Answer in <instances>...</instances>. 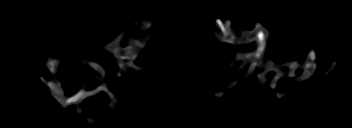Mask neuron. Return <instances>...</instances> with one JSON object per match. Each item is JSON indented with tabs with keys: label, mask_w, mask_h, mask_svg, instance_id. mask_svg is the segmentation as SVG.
<instances>
[{
	"label": "neuron",
	"mask_w": 352,
	"mask_h": 128,
	"mask_svg": "<svg viewBox=\"0 0 352 128\" xmlns=\"http://www.w3.org/2000/svg\"><path fill=\"white\" fill-rule=\"evenodd\" d=\"M215 22L217 23V26L220 30V33L218 34V40L220 42L242 45L243 42L250 43V41H252V40L257 41V48L253 52H250L248 54H243V55L238 54L235 57L236 61L242 60L245 62L246 61L251 62L248 72L246 74H244L243 77L240 78L238 81H241L242 79L249 77L252 73H255V75L259 78V80L264 83V82H266V80L264 78L265 73H267L268 71H275V72L279 71V73L276 75V77H274L270 81L271 87L275 88V85H276V82L278 81V78L283 76V73H281V71L279 69H282V66H284V65H281V67H277V68L270 67L269 70H266L262 73L254 72V70L256 68H262V67L266 66V65L262 64V54L265 51L266 41L269 36L268 31L260 23H256L253 31H250V32L244 31L242 33V36L240 38H238V37H236V35L232 31L231 21L227 20L226 24H224V22L221 19H216ZM143 23H144L143 24L144 29H147L152 25L151 21L150 22L147 21V22H143ZM123 36H124V32H122L113 41L112 44L105 46V49L114 54V56L119 60L120 67L126 65L127 67H132L134 70L144 71L143 68L136 66L134 64V61L138 57V49H142L145 46V41H139V40H135L133 38H130L129 45L126 48H122V47H120L119 43H120V40L122 39ZM127 59H130V60L132 59V61H130L129 63H123V60H127ZM315 60H316V53H315V51L311 50L309 52L304 64L301 65V69H303L304 72L297 79L298 82L303 79H307L308 77H310L311 75L314 74V71L316 68ZM297 62H298V60H296L295 62H290L288 64L290 66V72H289L290 77H294V75H295L294 72H295V69L297 68L296 67ZM81 63H83L84 65H90L93 69H95L97 72H99L102 76L105 75L104 69H103V67H101L100 64L92 63V62H89L88 60H83V61H81ZM58 64H59L58 59L49 58L46 66L48 67V69L51 72H55V71L57 72L56 66ZM335 64H336V62L333 61L329 71L325 72L323 74V76L327 75L330 71H332L335 67ZM55 77L56 76H54L53 79L48 81L46 83V85L50 88L51 95L55 99H57L65 107L67 105H70L73 103L78 105V103L81 102L86 97H88L90 95H95L98 92H100L101 90H104L109 97L113 98V102H115L116 104L117 103L120 104L119 100L114 99L113 94L108 90L107 83H103L101 86L97 87L96 89H94L92 91H88V92H86L83 88H81L76 95H73L70 98H65L64 92L61 89V84L56 81ZM235 84H236L235 82L231 83L229 85V88L233 87ZM229 88H226L221 93H212V95H214L216 97H220L222 95V93H225L226 90ZM87 122L89 124H93L95 121L93 119H88Z\"/></svg>",
	"instance_id": "neuron-1"
}]
</instances>
